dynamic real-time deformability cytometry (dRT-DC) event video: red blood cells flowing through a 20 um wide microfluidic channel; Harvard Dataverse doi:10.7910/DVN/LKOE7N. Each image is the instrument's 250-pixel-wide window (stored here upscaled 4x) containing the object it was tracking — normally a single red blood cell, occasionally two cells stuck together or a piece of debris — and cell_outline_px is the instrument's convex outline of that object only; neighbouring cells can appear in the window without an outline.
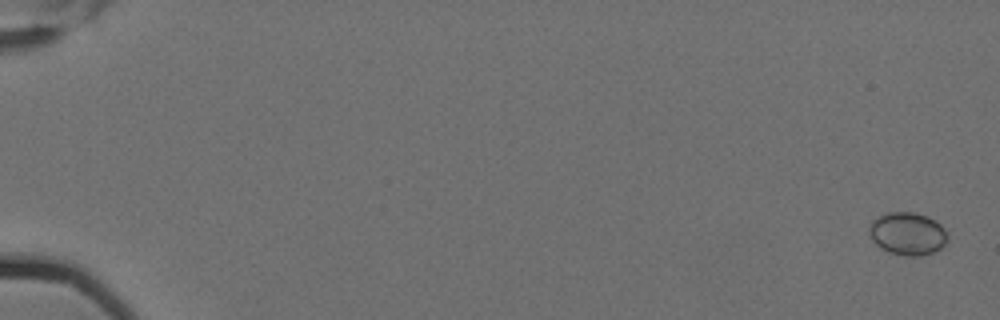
{"species": "Egyptian fruit bat (a non-hibernating species)", "species_latin": "Rousettus aegyptiacus", "temperature_condition": "cold", "stored_images_in_passage": 6, "camera_frame_rate_fps": 3000, "um_per_image_px": 0.085, "animal": {"sex": "female"}, "frame": {"image": 1, "passage_image": 1, "time_ms": 0.0, "image_size_px": [1000, 320], "cell_outline_px": [[948, 240], [940, 248], [932, 252], [920, 256], [904, 256], [888, 252], [880, 248], [872, 240], [868, 228], [872, 220], [888, 212], [912, 212], [924, 216], [940, 224], [944, 228], [948, 236]], "centroid_in_image_um": [77.12, 19.88], "position_along_channel_um": 7.9, "area_um2": 19.42}}
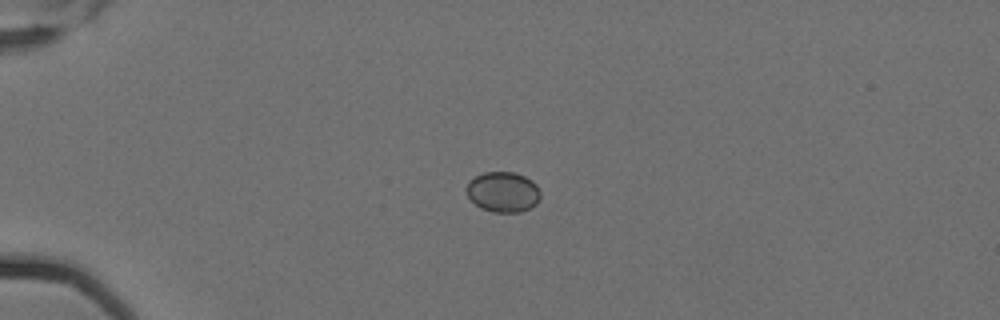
{"frame": {"image": 2, "passage_image": 5, "time_ms": 1.333, "image_size_px": [1000, 320], "cell_outline_px": [[540, 196], [536, 204], [520, 212], [492, 212], [480, 208], [468, 196], [464, 188], [468, 180], [484, 172], [512, 172], [524, 176], [532, 180], [536, 184], [540, 192]], "centroid_in_image_um": [42.72, 16.31], "position_along_channel_um": 42.3, "area_um2": 17.46}}